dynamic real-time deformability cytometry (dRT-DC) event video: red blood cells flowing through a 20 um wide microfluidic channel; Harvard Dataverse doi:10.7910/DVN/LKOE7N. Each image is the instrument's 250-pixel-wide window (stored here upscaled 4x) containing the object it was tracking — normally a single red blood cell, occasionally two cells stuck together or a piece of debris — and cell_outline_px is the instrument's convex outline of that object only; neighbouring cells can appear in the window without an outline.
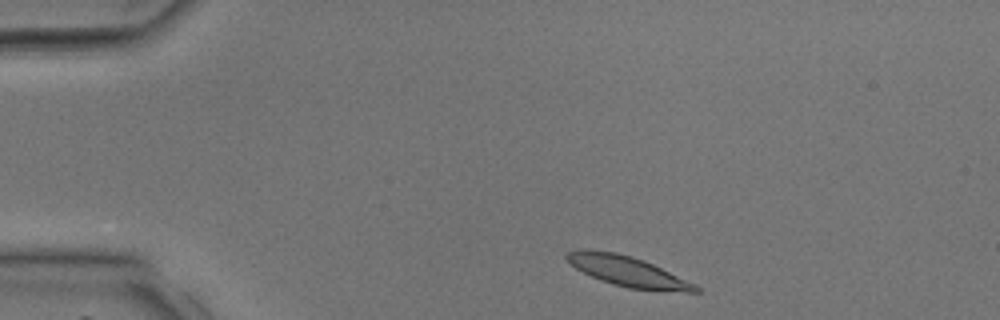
{"species": "common noctule bat (a hibernating species)", "species_latin": "Nyctalus noctula", "temperature_condition": "room temperature", "stored_images_in_passage": 34, "camera_frame_rate_fps": 3000, "um_per_image_px": 0.085, "animal": {"sex": "male", "body_mass_g": 17.9, "forearm_length_mm": 54.2}, "frame": {"image": 1, "passage_image": 2, "time_ms": 0.333, "image_size_px": [1000, 320], "cell_outline_px": [[700, 292], [684, 292], [628, 288], [612, 284], [600, 280], [576, 268], [564, 256], [568, 252], [580, 248], [588, 248], [616, 252], [632, 256], [644, 260], [696, 284], [700, 288]], "centroid_in_image_um": [53.35, 23.05], "position_along_channel_um": 31.7, "area_um2": 22.72}}
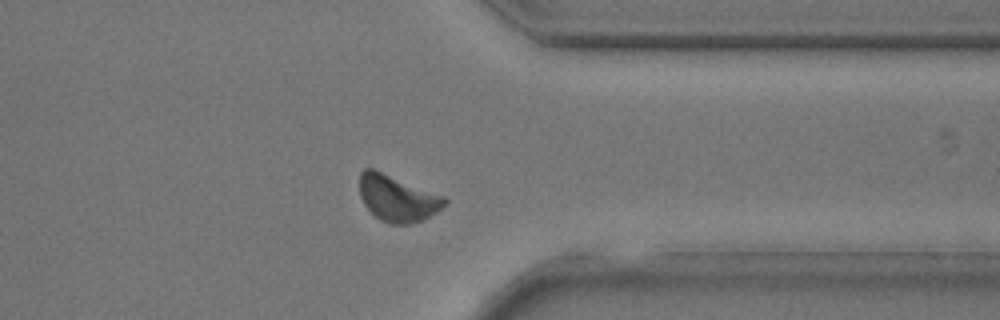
{"frame": {"image": 2, "passage_image": 26, "time_ms": 8.333, "image_size_px": [1000, 320], "cell_outline_px": [[448, 204], [436, 212], [420, 220], [408, 224], [388, 224], [380, 220], [364, 204], [360, 196], [360, 172], [364, 168], [372, 168], [444, 196], [448, 200]], "centroid_in_image_um": [33.78, 16.85], "position_along_channel_um": 377.6, "area_um2": 22.72}}
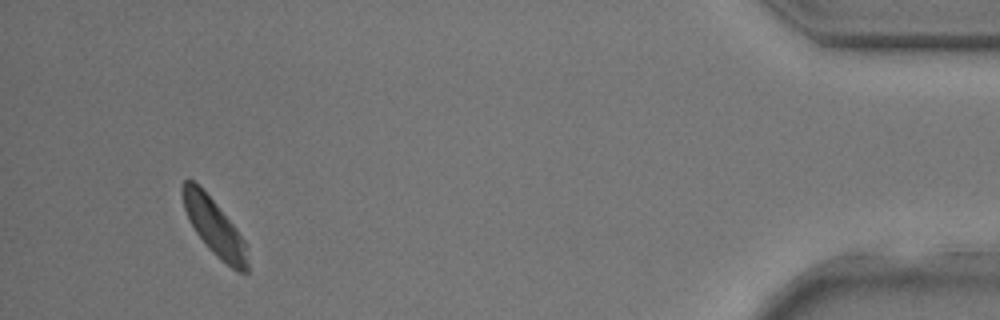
{"frame": {"image": 3, "passage_image": 32, "time_ms": 10.333, "image_size_px": [1000, 320], "cell_outline_px": [[248, 272], [236, 272], [216, 256], [208, 248], [196, 232], [184, 208], [180, 192], [180, 184], [184, 180], [192, 180], [216, 204], [236, 228], [248, 244]], "centroid_in_image_um": [18.24, 19.33], "position_along_channel_um": 417.0, "area_um2": 21.33}}